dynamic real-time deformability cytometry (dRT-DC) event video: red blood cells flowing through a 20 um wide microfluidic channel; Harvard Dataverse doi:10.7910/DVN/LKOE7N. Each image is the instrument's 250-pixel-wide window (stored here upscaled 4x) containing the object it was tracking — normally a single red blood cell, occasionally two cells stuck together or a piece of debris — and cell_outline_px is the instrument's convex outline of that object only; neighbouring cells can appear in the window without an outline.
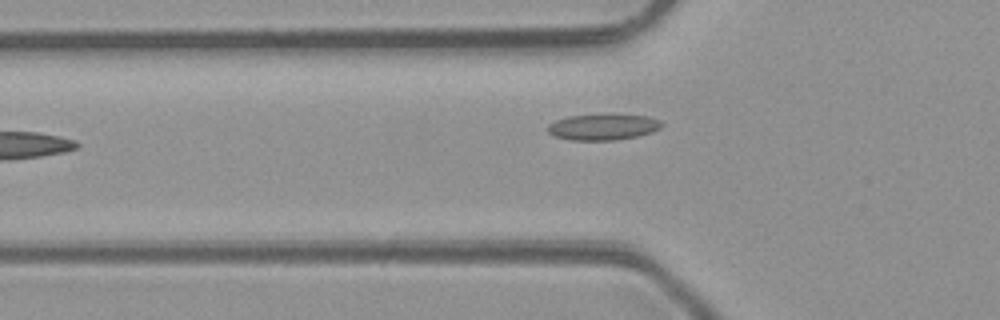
{"species": "common noctule bat (a hibernating species)", "species_latin": "Nyctalus noctula", "temperature_condition": "room temperature", "stored_images_in_passage": 7, "camera_frame_rate_fps": 3000, "um_per_image_px": 0.085, "animal": {"sex": "male", "body_mass_g": 23.1, "forearm_length_mm": 52.7}, "frame": {"image": 1, "passage_image": 6, "time_ms": 6.0, "image_size_px": [1000, 320], "cell_outline_px": [[664, 124], [660, 128], [652, 132], [636, 136], [612, 140], [572, 140], [552, 136], [544, 128], [548, 124], [556, 120], [568, 116], [648, 116], [660, 120]], "centroid_in_image_um": [51.2, 10.82], "position_along_channel_um": 74.6, "area_um2": 16.88}}
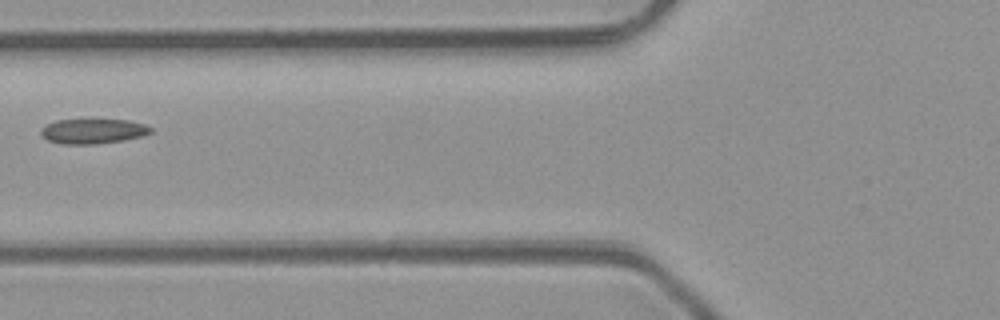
{"frame": {"image": 2, "passage_image": 7, "time_ms": 7.0, "image_size_px": [1000, 320], "cell_outline_px": [[152, 132], [140, 136], [124, 140], [92, 144], [64, 144], [48, 140], [40, 132], [40, 128], [44, 124], [56, 120], [88, 116], [92, 116], [128, 120], [144, 124], [152, 128]], "centroid_in_image_um": [7.87, 11.07], "position_along_channel_um": 117.9, "area_um2": 16.88}}